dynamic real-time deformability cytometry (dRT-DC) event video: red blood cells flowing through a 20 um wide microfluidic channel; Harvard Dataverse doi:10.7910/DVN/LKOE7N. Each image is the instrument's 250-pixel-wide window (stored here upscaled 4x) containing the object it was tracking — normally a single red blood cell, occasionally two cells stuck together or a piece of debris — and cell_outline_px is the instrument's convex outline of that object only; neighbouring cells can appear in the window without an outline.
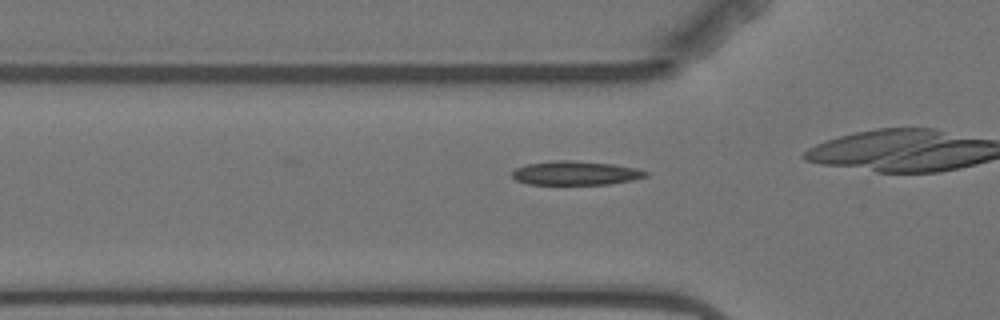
{"species": "Egyptian fruit bat (a non-hibernating species)", "species_latin": "Rousettus aegyptiacus", "temperature_condition": "warm", "stored_images_in_passage": 3, "camera_frame_rate_fps": 3000, "um_per_image_px": 0.085, "animal": {"sex": "female"}, "frame": {"image": 1, "passage_image": 2, "time_ms": 1.0, "image_size_px": [1000, 320], "cell_outline_px": [[652, 172], [648, 176], [632, 180], [608, 184], [528, 184], [516, 180], [512, 176], [512, 172], [516, 168], [528, 164], [556, 160], [572, 160], [612, 164], [636, 168]], "centroid_in_image_um": [48.97, 14.71], "position_along_channel_um": 76.8, "area_um2": 18.61}}